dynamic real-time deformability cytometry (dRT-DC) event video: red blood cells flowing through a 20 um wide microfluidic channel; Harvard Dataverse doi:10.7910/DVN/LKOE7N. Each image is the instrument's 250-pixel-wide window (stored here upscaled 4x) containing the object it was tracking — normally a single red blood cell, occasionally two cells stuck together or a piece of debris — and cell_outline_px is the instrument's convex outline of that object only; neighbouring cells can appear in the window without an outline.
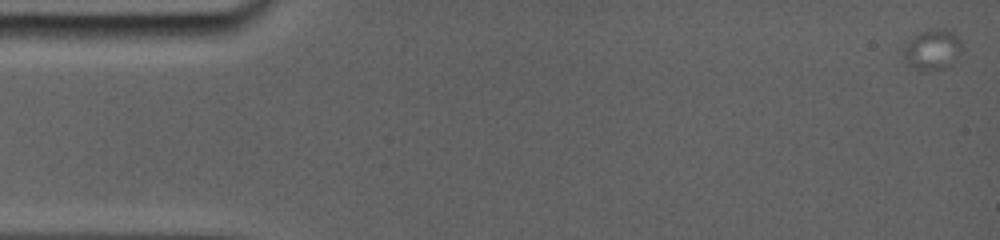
{"species": "common noctule bat (a hibernating species)", "species_latin": "Nyctalus noctula", "temperature_condition": "room temperature", "stored_images_in_passage": 28, "camera_frame_rate_fps": 5000, "um_per_image_px": 0.085, "animal": {"sex": "female", "body_mass_g": 19.0, "forearm_length_mm": 56.7}, "frame": {"image": 1, "passage_image": 1, "time_ms": 0.0, "image_size_px": [1000, 240], "cell_outline_px": [[964, 52], [952, 64], [944, 68], [928, 72], [920, 72], [904, 64], [904, 44], [912, 36], [928, 28], [952, 28], [960, 36], [964, 48]], "centroid_in_image_um": [79.3, 4.21], "position_along_channel_um": 5.7, "area_um2": 15.03}}
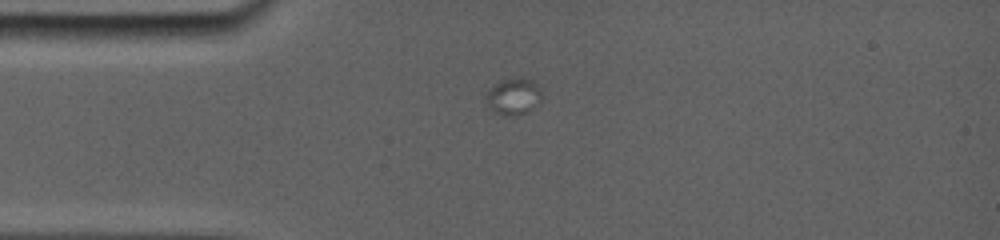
{"frame": {"image": 2, "passage_image": 20, "time_ms": 4.6, "image_size_px": [1000, 240], "cell_outline_px": [[540, 96], [524, 112], [496, 112], [488, 108], [484, 96], [484, 92], [488, 88], [500, 80], [520, 76], [524, 76], [536, 80], [540, 88]], "centroid_in_image_um": [43.56, 8.05], "position_along_channel_um": 41.4, "area_um2": 11.44}}